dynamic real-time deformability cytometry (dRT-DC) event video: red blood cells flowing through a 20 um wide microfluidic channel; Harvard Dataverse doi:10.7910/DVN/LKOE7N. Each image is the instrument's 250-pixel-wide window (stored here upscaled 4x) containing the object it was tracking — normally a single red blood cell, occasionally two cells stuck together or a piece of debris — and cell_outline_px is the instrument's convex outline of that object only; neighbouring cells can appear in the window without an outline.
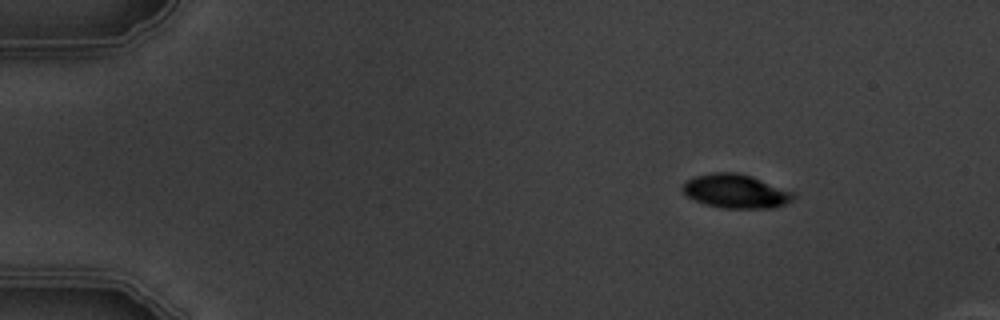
{"species": "common noctule bat (a hibernating species)", "species_latin": "Nyctalus noctula", "temperature_condition": "warm", "stored_images_in_passage": 6, "camera_frame_rate_fps": 3000, "um_per_image_px": 0.085, "animal": {"sex": "male", "body_mass_g": 19.5, "forearm_length_mm": 54.6}, "frame": {"image": 1, "passage_image": 1, "time_ms": 0.0, "image_size_px": [1000, 320], "cell_outline_px": [[796, 196], [792, 200], [776, 208], [724, 208], [708, 204], [696, 200], [688, 196], [684, 192], [684, 184], [688, 180], [696, 176], [712, 172], [736, 172], [752, 176], [796, 192]], "centroid_in_image_um": [62.63, 16.25], "position_along_channel_um": 22.4, "area_um2": 21.73}}
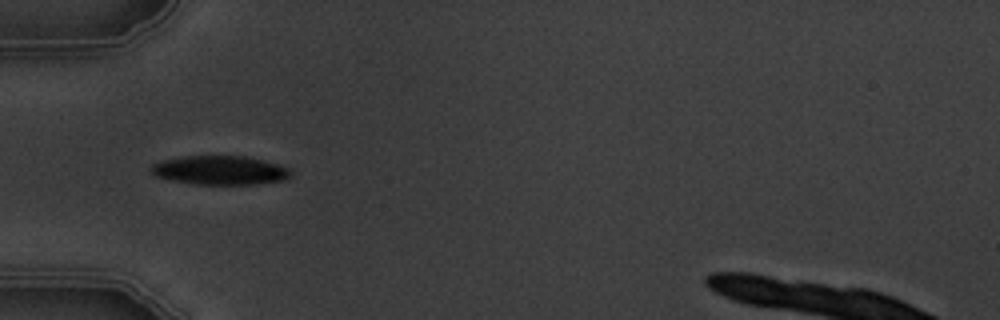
{"frame": {"image": 2, "passage_image": 4, "time_ms": 3.667, "image_size_px": [1000, 320], "cell_outline_px": [[292, 176], [288, 180], [252, 184], [192, 184], [152, 176], [148, 168], [152, 164], [164, 160], [184, 156], [244, 156], [276, 164], [288, 168], [292, 172]], "centroid_in_image_um": [18.66, 14.48], "position_along_channel_um": 66.3, "area_um2": 23.64}}